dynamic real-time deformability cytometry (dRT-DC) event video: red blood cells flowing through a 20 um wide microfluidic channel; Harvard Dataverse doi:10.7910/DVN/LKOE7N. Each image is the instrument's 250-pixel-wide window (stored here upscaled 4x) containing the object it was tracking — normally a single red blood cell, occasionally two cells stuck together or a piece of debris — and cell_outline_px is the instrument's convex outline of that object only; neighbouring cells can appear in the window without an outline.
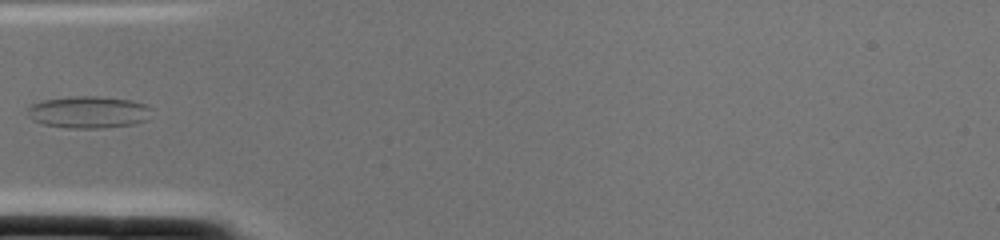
{"species": "common noctule bat (a hibernating species)", "species_latin": "Nyctalus noctula", "temperature_condition": "cold", "stored_images_in_passage": 3, "camera_frame_rate_fps": 3000, "um_per_image_px": 0.085, "animal": {"sex": "female", "body_mass_g": 22.0, "forearm_length_mm": 56.7}, "frame": {"image": 1, "passage_image": 3, "time_ms": 0.667, "image_size_px": [1000, 240], "cell_outline_px": [[152, 108], [148, 120], [132, 124], [100, 128], [68, 128], [44, 124], [32, 120], [28, 112], [28, 104], [44, 100], [68, 96], [96, 96], [132, 100], [144, 104]], "centroid_in_image_um": [7.52, 9.52], "position_along_channel_um": 77.5, "area_um2": 23.24}}